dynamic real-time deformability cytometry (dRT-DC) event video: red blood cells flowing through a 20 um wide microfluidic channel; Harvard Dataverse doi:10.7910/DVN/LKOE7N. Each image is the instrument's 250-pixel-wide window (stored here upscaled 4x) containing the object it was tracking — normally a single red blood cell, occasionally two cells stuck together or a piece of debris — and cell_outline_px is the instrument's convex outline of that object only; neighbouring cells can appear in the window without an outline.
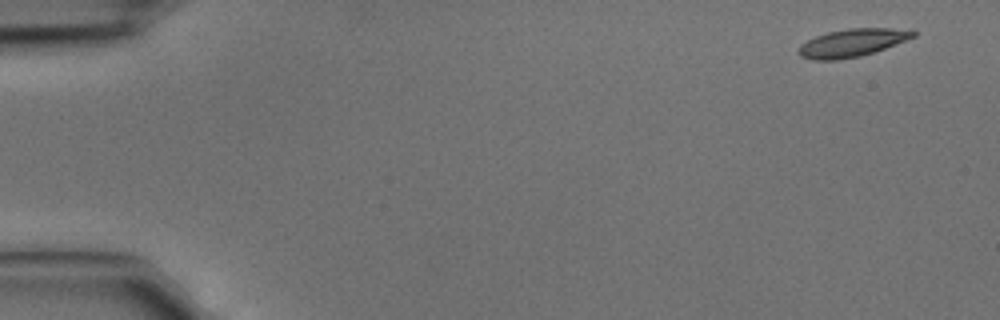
{"species": "common noctule bat (a hibernating species)", "species_latin": "Nyctalus noctula", "temperature_condition": "cold", "stored_images_in_passage": 3, "camera_frame_rate_fps": 3000, "um_per_image_px": 0.085, "animal": {"sex": "male", "body_mass_g": 15.6}, "frame": {"image": 1, "passage_image": 1, "time_ms": 0.0, "image_size_px": [1000, 320], "cell_outline_px": [[916, 36], [884, 48], [860, 56], [836, 60], [812, 60], [800, 56], [800, 44], [816, 36], [828, 32], [848, 28], [912, 28], [916, 32]], "centroid_in_image_um": [72.47, 3.62], "position_along_channel_um": 12.5, "area_um2": 18.5}}